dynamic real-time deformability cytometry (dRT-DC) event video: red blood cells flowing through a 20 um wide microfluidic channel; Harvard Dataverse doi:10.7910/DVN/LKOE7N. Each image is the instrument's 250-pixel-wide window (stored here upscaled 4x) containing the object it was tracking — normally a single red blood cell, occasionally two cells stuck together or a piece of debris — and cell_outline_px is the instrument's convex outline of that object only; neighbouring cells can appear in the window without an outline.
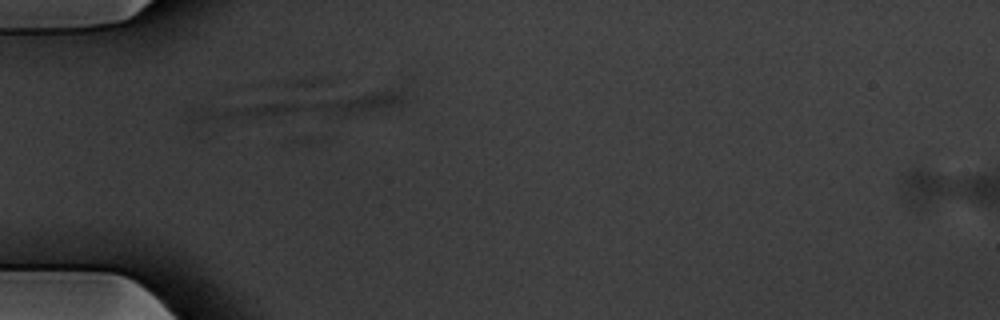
{"species": "common noctule bat (a hibernating species)", "species_latin": "Nyctalus noctula", "temperature_condition": "warm", "stored_images_in_passage": 7, "camera_frame_rate_fps": 3000, "um_per_image_px": 0.085, "animal": {"sex": "male", "body_mass_g": 20.1, "forearm_length_mm": 53.5}, "frame": {"image": 1, "passage_image": 6, "time_ms": 1.667, "image_size_px": [1000, 320], "cell_outline_px": [[308, 108], [204, 124], [188, 120], [180, 116], [184, 108], [192, 104], [292, 100], [296, 100], [304, 104]], "centroid_in_image_um": [20.14, 9.38], "position_along_channel_um": 64.9, "area_um2": 13.18}}